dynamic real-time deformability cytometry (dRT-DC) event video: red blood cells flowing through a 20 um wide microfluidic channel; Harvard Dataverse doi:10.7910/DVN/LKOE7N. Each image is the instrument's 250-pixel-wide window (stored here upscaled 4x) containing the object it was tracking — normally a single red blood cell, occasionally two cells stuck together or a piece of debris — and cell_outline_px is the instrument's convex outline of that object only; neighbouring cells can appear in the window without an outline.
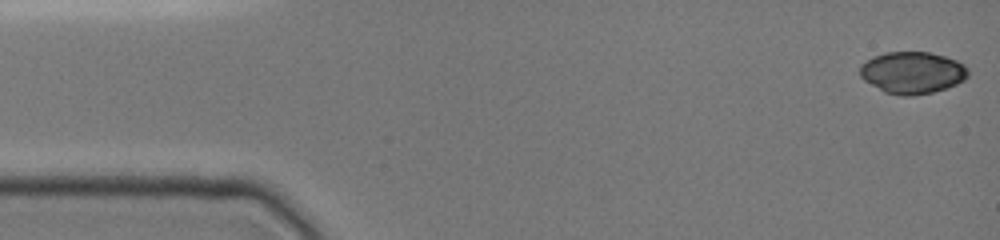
{"species": "common noctule bat (a hibernating species)", "species_latin": "Nyctalus noctula", "temperature_condition": "cold", "stored_images_in_passage": 5, "camera_frame_rate_fps": 3000, "um_per_image_px": 0.085, "animal": {"sex": "female", "body_mass_g": 19.0, "forearm_length_mm": 51.5}, "frame": {"image": 1, "passage_image": 1, "time_ms": 0.0, "image_size_px": [1000, 240], "cell_outline_px": [[968, 76], [964, 80], [956, 84], [932, 92], [912, 96], [900, 96], [884, 92], [864, 80], [860, 76], [860, 64], [872, 56], [884, 52], [928, 52], [944, 56], [956, 60], [964, 64], [968, 68]], "centroid_in_image_um": [77.53, 6.17], "position_along_channel_um": 7.5, "area_um2": 26.53}}
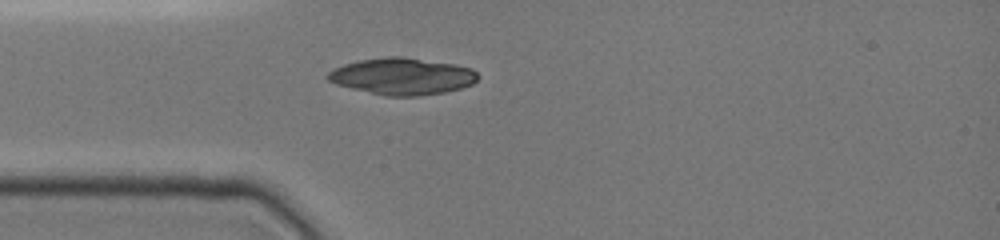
{"frame": {"image": 2, "passage_image": 5, "time_ms": 4.0, "image_size_px": [1000, 240], "cell_outline_px": [[480, 76], [472, 84], [460, 88], [444, 92], [416, 96], [388, 96], [352, 88], [336, 84], [328, 80], [324, 76], [332, 68], [344, 64], [360, 60], [388, 56], [404, 56], [456, 64], [472, 68]], "centroid_in_image_um": [34.19, 6.47], "position_along_channel_um": 50.8, "area_um2": 32.19}}